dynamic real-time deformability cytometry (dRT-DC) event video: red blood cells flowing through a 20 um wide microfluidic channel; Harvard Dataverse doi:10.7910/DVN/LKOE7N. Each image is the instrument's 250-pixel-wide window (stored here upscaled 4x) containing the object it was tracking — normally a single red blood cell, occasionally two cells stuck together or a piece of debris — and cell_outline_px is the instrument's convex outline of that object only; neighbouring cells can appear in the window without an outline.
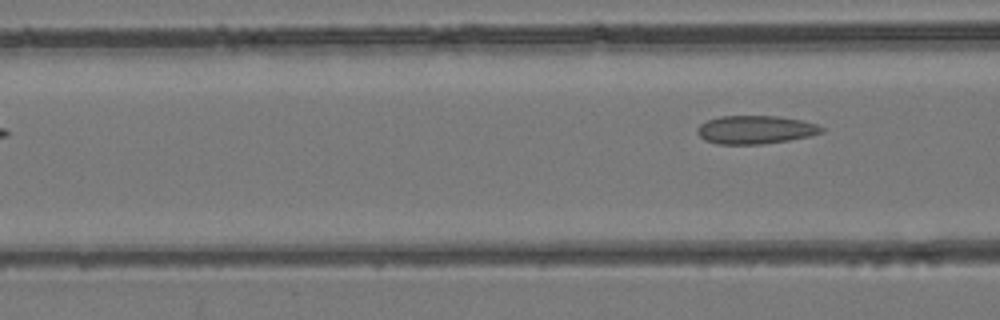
{"species": "common noctule bat (a hibernating species)", "species_latin": "Nyctalus noctula", "temperature_condition": "room temperature", "stored_images_in_passage": 7, "camera_frame_rate_fps": 3000, "um_per_image_px": 0.085, "animal": {"sex": "female", "body_mass_g": 24.6, "forearm_length_mm": 56.2}, "frame": {"image": 1, "passage_image": 7, "time_ms": 7.667, "image_size_px": [1000, 320], "cell_outline_px": [[824, 132], [808, 136], [788, 140], [764, 144], [716, 144], [704, 140], [696, 132], [696, 128], [700, 124], [708, 120], [720, 116], [776, 116], [800, 120], [816, 124], [824, 128]], "centroid_in_image_um": [64.17, 11.03], "position_along_channel_um": 102.4, "area_um2": 20.46}}